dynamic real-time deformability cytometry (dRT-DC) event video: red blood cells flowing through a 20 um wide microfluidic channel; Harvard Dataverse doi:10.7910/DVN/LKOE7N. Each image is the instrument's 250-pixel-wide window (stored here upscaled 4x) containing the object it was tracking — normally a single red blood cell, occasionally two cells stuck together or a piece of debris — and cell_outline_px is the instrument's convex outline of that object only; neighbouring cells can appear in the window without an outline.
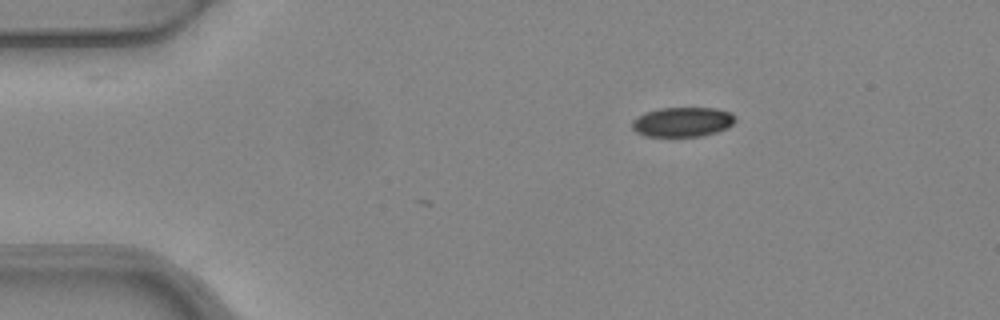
{"species": "common noctule bat (a hibernating species)", "species_latin": "Nyctalus noctula", "temperature_condition": "warm", "stored_images_in_passage": 3, "camera_frame_rate_fps": 3000, "um_per_image_px": 0.085, "animal": {"sex": "female", "body_mass_g": 24.6, "forearm_length_mm": 56.2}, "frame": {"image": 1, "passage_image": 1, "time_ms": 0.0, "image_size_px": [1000, 320], "cell_outline_px": [[736, 120], [728, 128], [716, 132], [700, 136], [644, 136], [636, 132], [632, 128], [632, 120], [636, 116], [660, 108], [716, 108], [732, 112], [736, 116]], "centroid_in_image_um": [58.03, 10.36], "position_along_channel_um": 27.0, "area_um2": 17.92}}
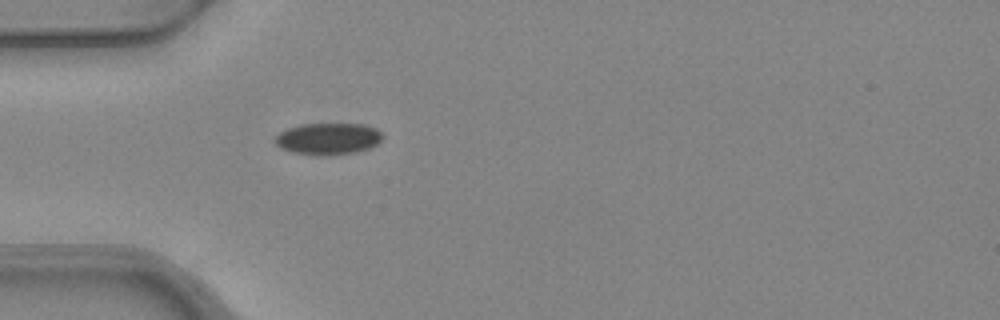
{"frame": {"image": 2, "passage_image": 3, "time_ms": 0.667, "image_size_px": [1000, 320], "cell_outline_px": [[384, 136], [376, 144], [368, 148], [352, 152], [292, 152], [280, 148], [272, 140], [280, 132], [288, 128], [300, 124], [360, 124], [376, 128]], "centroid_in_image_um": [27.86, 11.73], "position_along_channel_um": 57.1, "area_um2": 18.84}}